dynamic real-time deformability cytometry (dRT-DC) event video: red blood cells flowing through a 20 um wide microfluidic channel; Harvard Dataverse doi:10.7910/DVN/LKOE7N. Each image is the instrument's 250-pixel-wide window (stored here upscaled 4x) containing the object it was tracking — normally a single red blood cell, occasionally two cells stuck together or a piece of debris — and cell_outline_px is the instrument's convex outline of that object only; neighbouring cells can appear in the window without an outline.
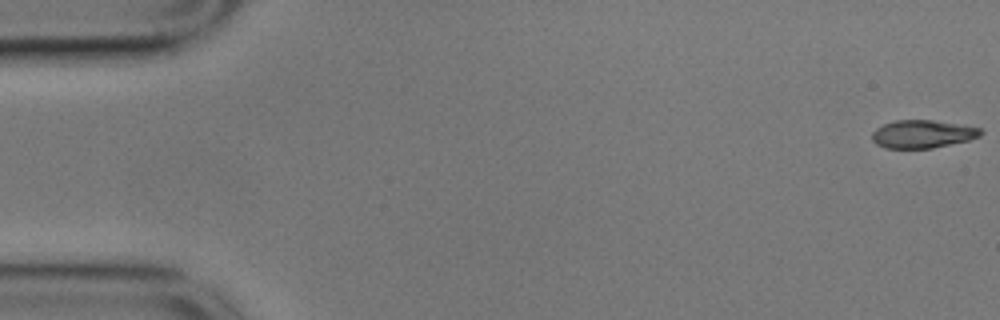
{"species": "common noctule bat (a hibernating species)", "species_latin": "Nyctalus noctula", "temperature_condition": "cold", "stored_images_in_passage": 57, "camera_frame_rate_fps": 3000, "um_per_image_px": 0.085, "animal": {"sex": "male", "body_mass_g": 17.9}, "frame": {"image": 1, "passage_image": 1, "time_ms": 0.0, "image_size_px": [1000, 320], "cell_outline_px": [[984, 132], [980, 136], [968, 140], [932, 148], [884, 148], [876, 144], [872, 140], [872, 132], [876, 128], [884, 124], [896, 120], [932, 120], [984, 128]], "centroid_in_image_um": [78.43, 11.39], "position_along_channel_um": 6.6, "area_um2": 17.74}}
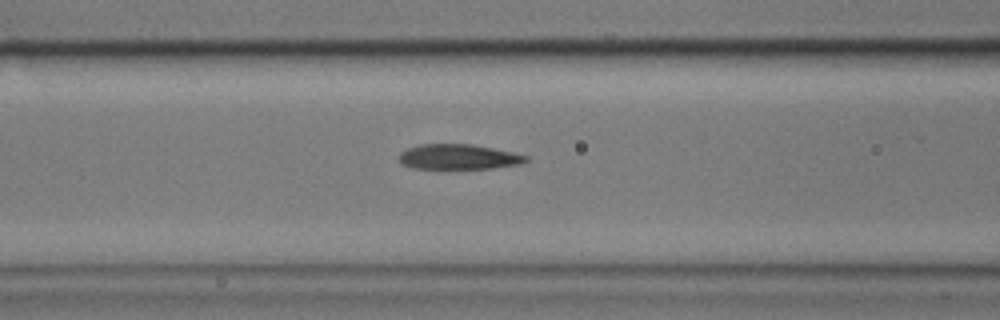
{"frame": {"image": 2, "passage_image": 23, "time_ms": 7.333, "image_size_px": [1000, 320], "cell_outline_px": [[528, 160], [520, 164], [492, 168], [412, 168], [400, 164], [400, 152], [408, 148], [420, 144], [472, 144], [512, 152], [528, 156]], "centroid_in_image_um": [38.96, 13.33], "position_along_channel_um": 127.6, "area_um2": 18.44}}
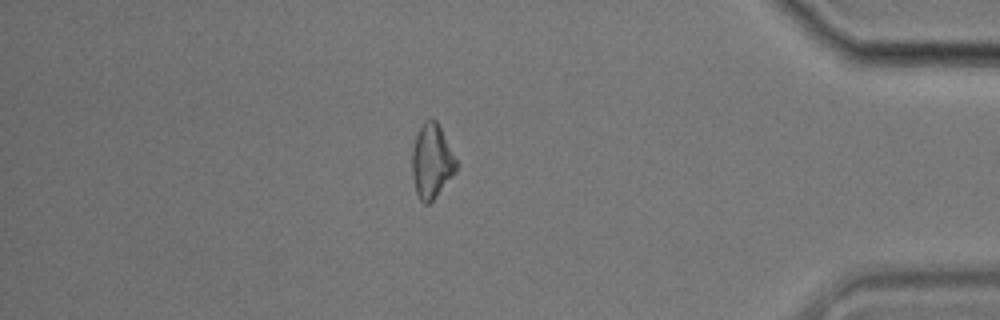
{"frame": {"image": 3, "passage_image": 49, "time_ms": 16.0, "image_size_px": [1000, 320], "cell_outline_px": [[460, 164], [456, 172], [432, 200], [428, 204], [424, 204], [420, 200], [416, 192], [412, 176], [412, 152], [416, 136], [424, 120], [432, 116], [436, 120]], "centroid_in_image_um": [36.72, 13.68], "position_along_channel_um": 398.5, "area_um2": 19.25}, "authors_computed_cell_mechanics": {"area_um2": 19.1896, "velocity_mm_per_s": 3.5438, "shape_relaxation_time_tau1_ms": 3.7863, "shape_relaxation_time_tau2_ms": 2.883, "deformation_change_tau1": 0.1368, "deformation_change_tau2": 0.0996}}